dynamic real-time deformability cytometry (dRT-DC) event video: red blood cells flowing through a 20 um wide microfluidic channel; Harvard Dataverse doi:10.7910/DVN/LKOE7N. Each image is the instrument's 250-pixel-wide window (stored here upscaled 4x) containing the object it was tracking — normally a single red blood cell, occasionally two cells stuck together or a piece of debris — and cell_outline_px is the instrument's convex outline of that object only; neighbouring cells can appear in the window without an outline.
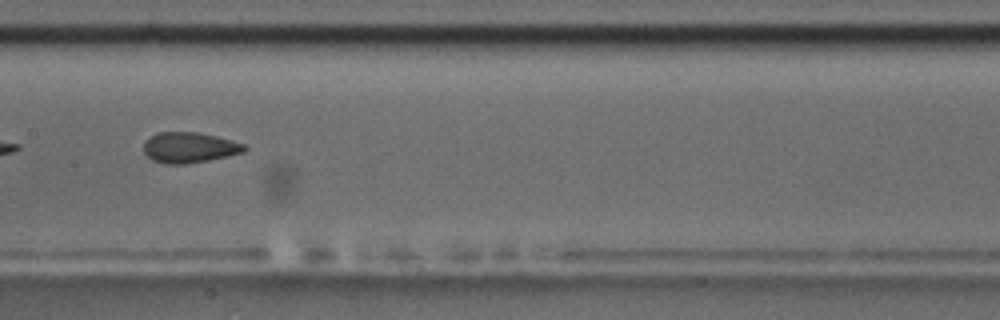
{"species": "common noctule bat (a hibernating species)", "species_latin": "Nyctalus noctula", "temperature_condition": "room temperature", "stored_images_in_passage": 5, "camera_frame_rate_fps": 3000, "um_per_image_px": 0.085, "animal": {"sex": "male", "body_mass_g": 17.5, "forearm_length_mm": 52.3}, "frame": {"image": 1, "passage_image": 4, "time_ms": 3.333, "image_size_px": [1000, 320], "cell_outline_px": [[248, 148], [244, 152], [208, 160], [184, 164], [164, 164], [152, 160], [144, 152], [144, 140], [156, 132], [200, 132], [232, 140], [244, 144]], "centroid_in_image_um": [16.07, 12.53], "position_along_channel_um": 191.3, "area_um2": 18.03}}